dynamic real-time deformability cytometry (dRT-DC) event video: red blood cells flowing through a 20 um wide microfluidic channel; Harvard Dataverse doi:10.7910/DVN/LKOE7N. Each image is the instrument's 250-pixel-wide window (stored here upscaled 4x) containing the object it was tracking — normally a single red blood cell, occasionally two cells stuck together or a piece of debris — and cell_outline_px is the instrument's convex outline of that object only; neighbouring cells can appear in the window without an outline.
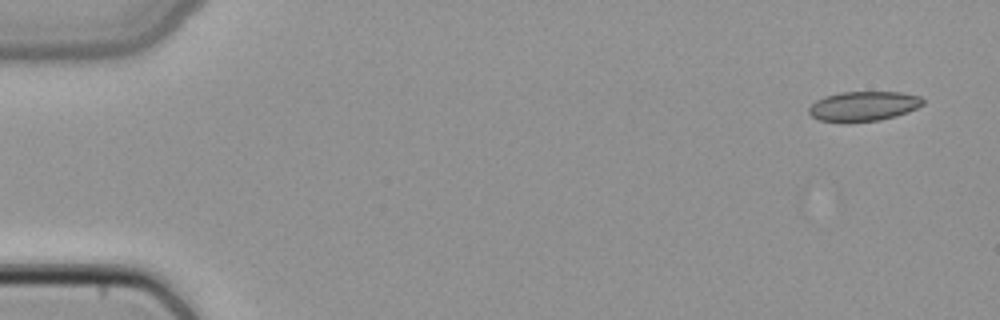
{"species": "common noctule bat (a hibernating species)", "species_latin": "Nyctalus noctula", "temperature_condition": "cold", "stored_images_in_passage": 4, "camera_frame_rate_fps": 3000, "um_per_image_px": 0.085, "animal": {"sex": "female", "body_mass_g": 22.7, "forearm_length_mm": 54.2}, "frame": {"image": 1, "passage_image": 1, "time_ms": 0.0, "image_size_px": [1000, 320], "cell_outline_px": [[924, 104], [908, 112], [896, 116], [880, 120], [848, 124], [844, 124], [820, 120], [812, 116], [808, 112], [808, 108], [816, 100], [824, 96], [840, 92], [900, 92], [920, 96], [924, 100]], "centroid_in_image_um": [73.37, 9.05], "position_along_channel_um": 11.6, "area_um2": 20.23}}
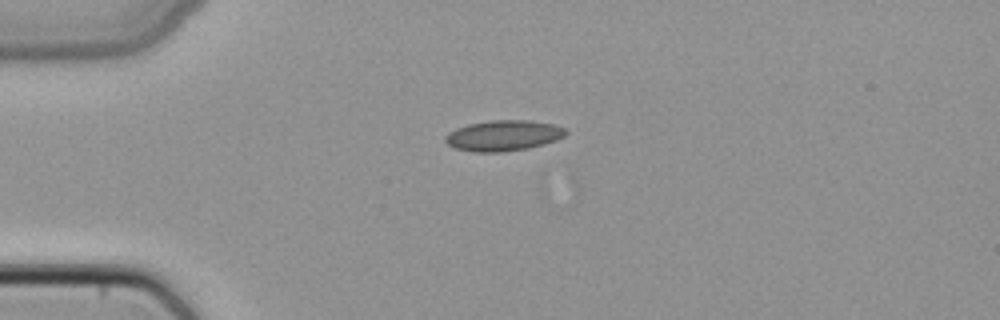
{"frame": {"image": 2, "passage_image": 3, "time_ms": 0.667, "image_size_px": [1000, 320], "cell_outline_px": [[568, 132], [564, 136], [556, 140], [544, 144], [528, 148], [504, 152], [472, 152], [456, 148], [448, 144], [444, 140], [444, 136], [456, 128], [468, 124], [492, 120], [528, 120], [556, 124], [564, 128]], "centroid_in_image_um": [42.8, 11.52], "position_along_channel_um": 42.2, "area_um2": 21.62}}